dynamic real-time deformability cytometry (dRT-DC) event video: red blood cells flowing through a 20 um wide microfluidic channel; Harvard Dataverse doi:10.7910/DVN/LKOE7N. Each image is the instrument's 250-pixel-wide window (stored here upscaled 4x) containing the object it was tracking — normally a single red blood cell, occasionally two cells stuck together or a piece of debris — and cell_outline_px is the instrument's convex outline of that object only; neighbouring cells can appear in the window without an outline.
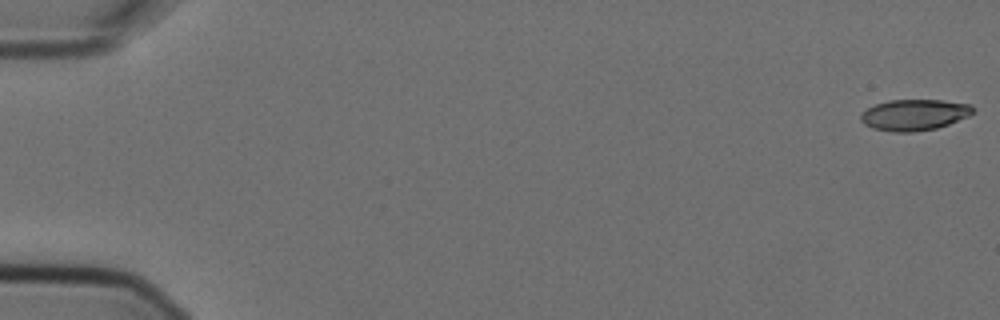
{"species": "Egyptian fruit bat (a non-hibernating species)", "species_latin": "Rousettus aegyptiacus", "temperature_condition": "cold", "stored_images_in_passage": 8, "camera_frame_rate_fps": 3000, "um_per_image_px": 0.085, "animal": {"sex": "female"}, "frame": {"image": 1, "passage_image": 1, "time_ms": 0.0, "image_size_px": [1000, 320], "cell_outline_px": [[976, 112], [968, 116], [948, 124], [936, 128], [912, 132], [892, 132], [872, 128], [864, 124], [860, 120], [860, 112], [876, 104], [888, 100], [940, 100], [972, 104]], "centroid_in_image_um": [77.71, 9.76], "position_along_channel_um": 7.3, "area_um2": 20.46}}
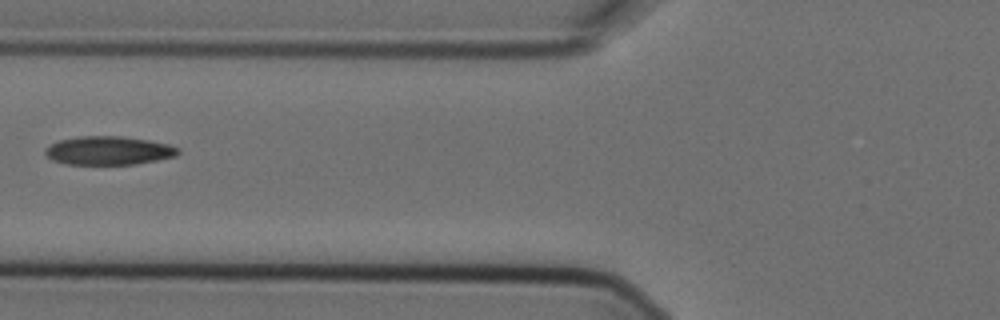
{"frame": {"image": 2, "passage_image": 7, "time_ms": 2.0, "image_size_px": [1000, 320], "cell_outline_px": [[180, 152], [176, 156], [136, 164], [64, 164], [52, 160], [44, 152], [44, 148], [60, 140], [80, 136], [120, 136], [148, 140], [168, 144], [180, 148]], "centroid_in_image_um": [9.24, 12.8], "position_along_channel_um": 116.6, "area_um2": 22.08}}
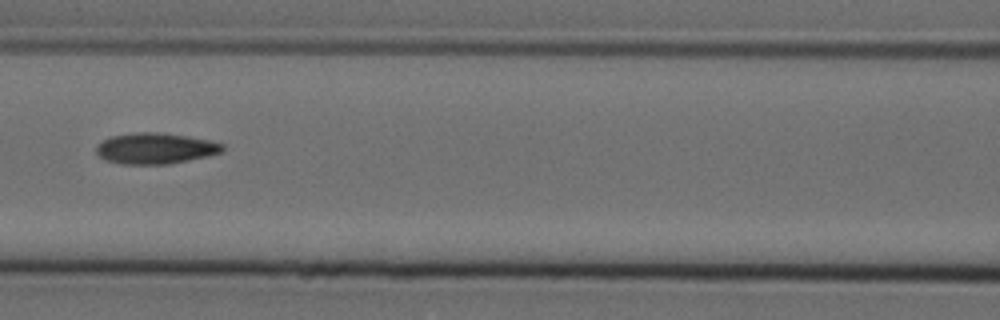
{"frame": {"image": 3, "passage_image": 8, "time_ms": 2.333, "image_size_px": [1000, 320], "cell_outline_px": [[224, 148], [220, 152], [208, 156], [168, 164], [124, 164], [104, 160], [96, 152], [96, 144], [112, 136], [136, 132], [160, 132], [188, 136], [208, 140], [224, 144]], "centroid_in_image_um": [13.19, 12.61], "position_along_channel_um": 153.4, "area_um2": 22.72}}